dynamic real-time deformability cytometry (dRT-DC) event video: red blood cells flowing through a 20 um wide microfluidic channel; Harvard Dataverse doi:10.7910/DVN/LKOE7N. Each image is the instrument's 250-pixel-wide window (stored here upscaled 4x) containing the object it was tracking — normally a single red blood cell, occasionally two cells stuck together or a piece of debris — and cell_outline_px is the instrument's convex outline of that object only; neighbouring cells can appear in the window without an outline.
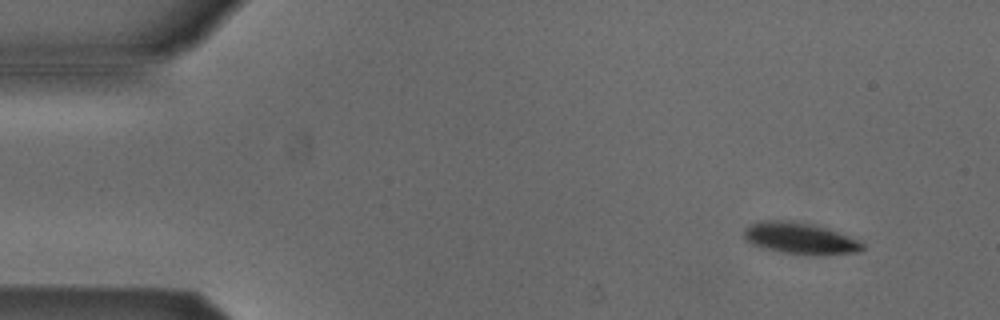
{"species": "Egyptian fruit bat (a non-hibernating species)", "species_latin": "Rousettus aegyptiacus", "temperature_condition": "cold", "stored_images_in_passage": 52, "camera_frame_rate_fps": 3000, "um_per_image_px": 0.085, "animal": {"sex": "male"}, "frame": {"image": 1, "passage_image": 4, "time_ms": 1.0, "image_size_px": [1000, 320], "cell_outline_px": [[864, 248], [856, 252], [824, 256], [808, 256], [780, 252], [760, 248], [744, 240], [744, 228], [760, 220], [792, 220], [824, 228], [836, 232], [856, 240], [864, 244]], "centroid_in_image_um": [67.93, 20.29], "position_along_channel_um": 17.1, "area_um2": 21.91}}
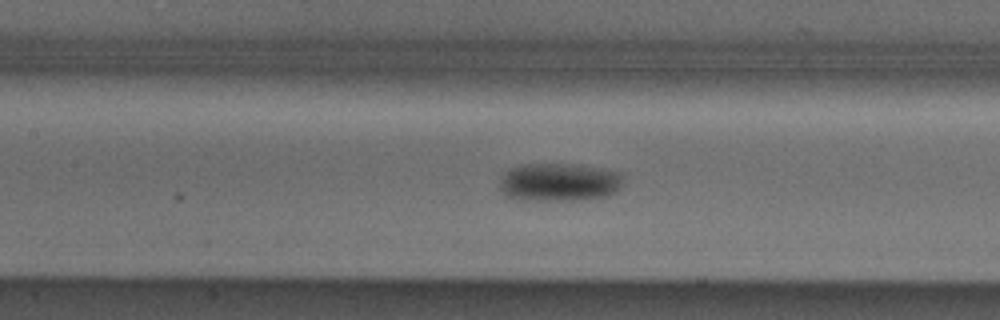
{"frame": {"image": 2, "passage_image": 23, "time_ms": 7.333, "image_size_px": [1000, 320], "cell_outline_px": [[620, 188], [616, 192], [604, 196], [580, 200], [524, 200], [504, 196], [500, 188], [500, 180], [504, 172], [508, 168], [520, 164], [568, 164], [596, 168], [620, 172]], "centroid_in_image_um": [47.44, 15.49], "position_along_channel_um": 160.0, "area_um2": 27.4}}
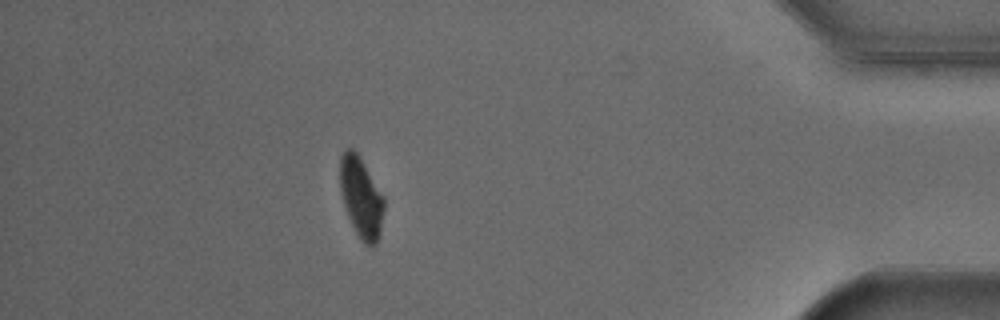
{"frame": {"image": 3, "passage_image": 46, "time_ms": 15.0, "image_size_px": [1000, 320], "cell_outline_px": [[384, 208], [380, 236], [376, 244], [372, 248], [364, 244], [360, 240], [348, 216], [340, 192], [340, 156], [348, 148], [352, 148], [360, 156], [384, 196]], "centroid_in_image_um": [30.71, 16.81], "position_along_channel_um": 404.5, "area_um2": 20.87}, "authors_computed_cell_mechanics": {"area_um2": 23.4668, "velocity_mm_per_s": 3.8408, "shape_relaxation_time_tau1_ms": 3.4976, "shape_relaxation_time_tau2_ms": null, "deformation_change_tau1": 0.1062, "deformation_change_tau2": null}}